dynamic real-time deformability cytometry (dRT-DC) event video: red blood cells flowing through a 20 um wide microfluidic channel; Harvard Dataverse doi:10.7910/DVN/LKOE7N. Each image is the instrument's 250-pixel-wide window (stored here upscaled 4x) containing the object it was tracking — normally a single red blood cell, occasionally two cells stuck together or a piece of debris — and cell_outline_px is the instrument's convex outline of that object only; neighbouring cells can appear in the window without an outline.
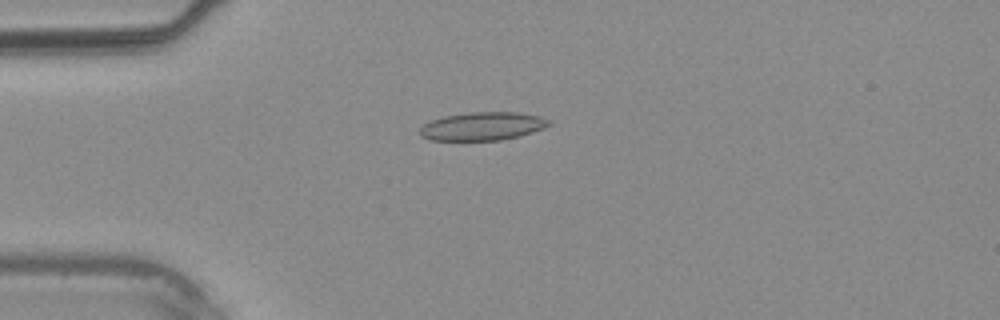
{"species": "common noctule bat (a hibernating species)", "species_latin": "Nyctalus noctula", "temperature_condition": "warm", "stored_images_in_passage": 4, "camera_frame_rate_fps": 3000, "um_per_image_px": 0.085, "animal": {"sex": "male", "body_mass_g": 20.4}, "frame": {"image": 1, "passage_image": 3, "time_ms": 2.333, "image_size_px": [1000, 320], "cell_outline_px": [[552, 124], [544, 128], [520, 136], [500, 140], [428, 140], [420, 136], [420, 128], [424, 124], [432, 120], [444, 116], [468, 112], [516, 112], [540, 116], [552, 120]], "centroid_in_image_um": [41.04, 10.73], "position_along_channel_um": 44.0, "area_um2": 21.39}}
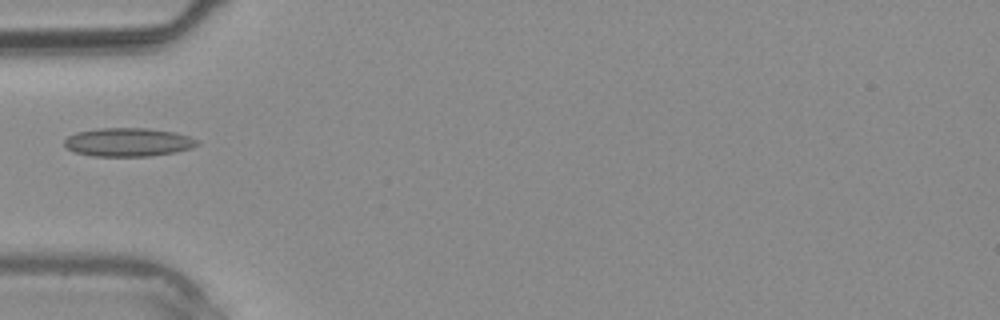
{"frame": {"image": 2, "passage_image": 4, "time_ms": 3.333, "image_size_px": [1000, 320], "cell_outline_px": [[200, 144], [192, 148], [176, 152], [152, 156], [92, 156], [76, 152], [68, 148], [64, 144], [64, 140], [68, 136], [76, 132], [100, 128], [148, 128], [172, 132], [188, 136], [200, 140]], "centroid_in_image_um": [10.92, 12.09], "position_along_channel_um": 74.1, "area_um2": 22.14}}